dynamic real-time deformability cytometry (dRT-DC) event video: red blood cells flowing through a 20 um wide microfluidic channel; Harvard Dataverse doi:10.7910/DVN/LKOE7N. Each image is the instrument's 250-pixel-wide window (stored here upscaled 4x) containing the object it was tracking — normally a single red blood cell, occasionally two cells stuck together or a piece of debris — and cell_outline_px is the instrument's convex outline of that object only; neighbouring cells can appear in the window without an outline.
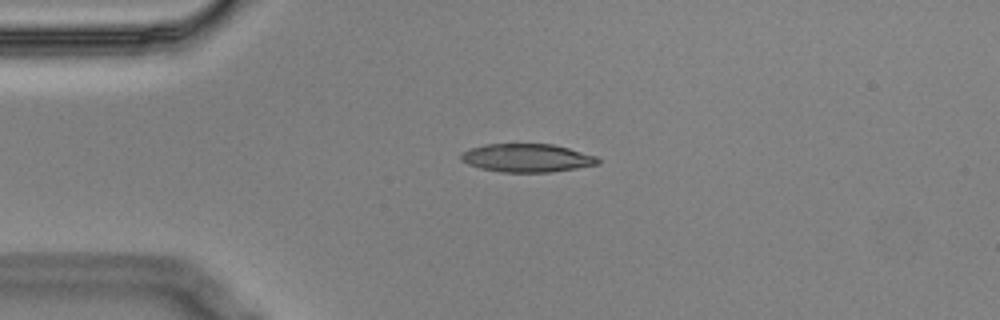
{"species": "Egyptian fruit bat (a non-hibernating species)", "species_latin": "Rousettus aegyptiacus", "temperature_condition": "cold", "stored_images_in_passage": 1, "camera_frame_rate_fps": 3000, "um_per_image_px": 0.085, "animal": {"sex": "male"}, "frame": {"image": 1, "passage_image": 1, "time_ms": 0.0, "image_size_px": [1000, 320], "cell_outline_px": [[600, 164], [552, 172], [500, 172], [480, 168], [468, 164], [460, 160], [460, 156], [464, 152], [472, 148], [484, 144], [552, 144], [568, 148], [596, 156], [600, 160]], "centroid_in_image_um": [44.8, 13.43], "position_along_channel_um": 40.2, "area_um2": 22.48}}